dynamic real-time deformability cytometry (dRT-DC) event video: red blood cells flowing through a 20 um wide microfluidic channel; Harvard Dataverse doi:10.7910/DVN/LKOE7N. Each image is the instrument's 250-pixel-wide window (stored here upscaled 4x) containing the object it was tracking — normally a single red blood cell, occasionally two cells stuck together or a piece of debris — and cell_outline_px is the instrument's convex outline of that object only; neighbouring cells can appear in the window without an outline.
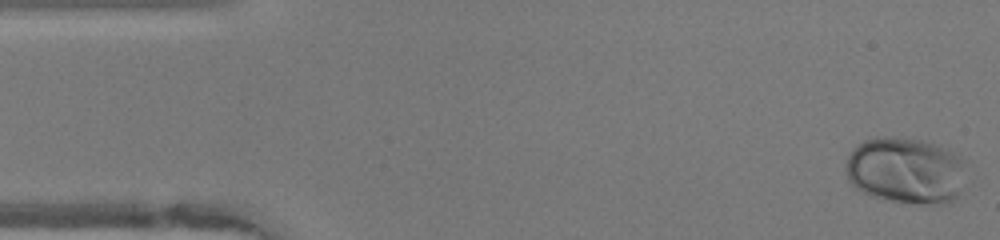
{"species": "human", "species_latin": "Homo sapiens", "temperature_condition": "warm", "stored_images_in_passage": 48, "camera_frame_rate_fps": 3000, "um_per_image_px": 0.085, "donor": {"sex": "female"}, "frame": {"image": 1, "passage_image": 1, "time_ms": 0.0, "image_size_px": [1000, 240], "cell_outline_px": [[964, 160], [960, 192], [952, 200], [944, 204], [920, 204], [892, 200], [872, 196], [856, 188], [848, 180], [844, 168], [848, 156], [856, 144], [864, 140], [884, 136], [924, 140], [944, 148], [952, 152]], "centroid_in_image_um": [76.94, 14.48], "position_along_channel_um": 8.1, "area_um2": 46.41}}
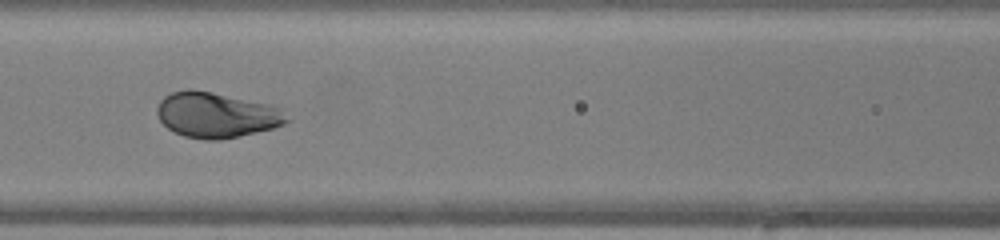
{"frame": {"image": 2, "passage_image": 20, "time_ms": 6.333, "image_size_px": [1000, 240], "cell_outline_px": [[292, 120], [284, 124], [272, 128], [256, 132], [220, 140], [204, 140], [184, 136], [168, 128], [160, 120], [156, 112], [156, 108], [160, 100], [164, 96], [172, 92], [188, 88], [192, 88], [272, 104], [280, 108]], "centroid_in_image_um": [18.41, 9.76], "position_along_channel_um": 148.2, "area_um2": 34.56}}
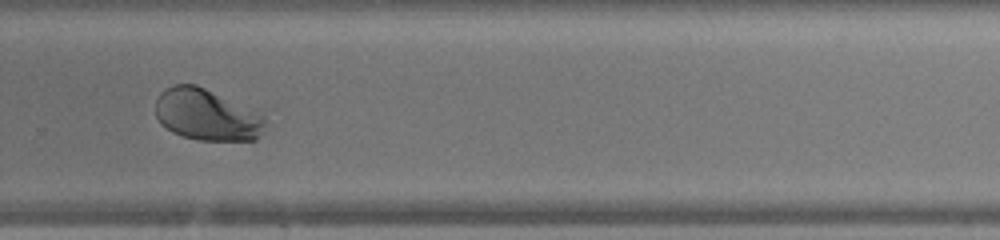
{"frame": {"image": 3, "passage_image": 32, "time_ms": 10.333, "image_size_px": [1000, 240], "cell_outline_px": [[268, 120], [264, 132], [256, 140], [196, 140], [172, 132], [160, 124], [156, 116], [156, 100], [160, 92], [172, 84], [196, 84], [264, 116]], "centroid_in_image_um": [17.56, 9.78], "position_along_channel_um": 312.2, "area_um2": 32.83}, "authors_computed_cell_mechanics": {"area_um2": 35.8938, "velocity_mm_per_s": 4.1129, "shape_relaxation_time_tau1_ms": 2.1186, "shape_relaxation_time_tau2_ms": null, "deformation_change_tau1": 0.1549, "deformation_change_tau2": null}}